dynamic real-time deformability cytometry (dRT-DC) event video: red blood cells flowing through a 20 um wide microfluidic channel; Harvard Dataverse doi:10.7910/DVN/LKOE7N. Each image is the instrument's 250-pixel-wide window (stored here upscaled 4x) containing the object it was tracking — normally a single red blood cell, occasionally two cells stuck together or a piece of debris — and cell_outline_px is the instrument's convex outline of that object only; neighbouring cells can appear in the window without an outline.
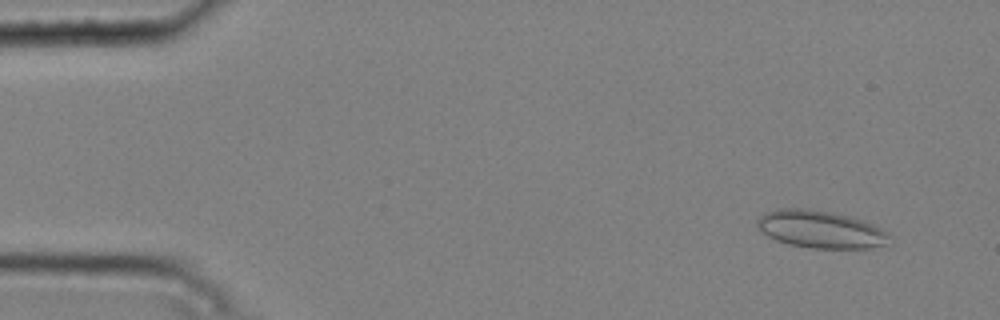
{"species": "common noctule bat (a hibernating species)", "species_latin": "Nyctalus noctula", "temperature_condition": "cold", "stored_images_in_passage": 4, "camera_frame_rate_fps": 3000, "um_per_image_px": 0.085, "animal": {"sex": "male", "body_mass_g": 20.4}, "frame": {"image": 1, "passage_image": 1, "time_ms": 0.0, "image_size_px": [1000, 320], "cell_outline_px": [[888, 236], [884, 244], [868, 248], [812, 248], [788, 244], [776, 240], [760, 232], [756, 224], [756, 220], [760, 216], [776, 208], [804, 208], [832, 212], [864, 220], [888, 232]], "centroid_in_image_um": [69.68, 19.48], "position_along_channel_um": 15.3, "area_um2": 28.73}}